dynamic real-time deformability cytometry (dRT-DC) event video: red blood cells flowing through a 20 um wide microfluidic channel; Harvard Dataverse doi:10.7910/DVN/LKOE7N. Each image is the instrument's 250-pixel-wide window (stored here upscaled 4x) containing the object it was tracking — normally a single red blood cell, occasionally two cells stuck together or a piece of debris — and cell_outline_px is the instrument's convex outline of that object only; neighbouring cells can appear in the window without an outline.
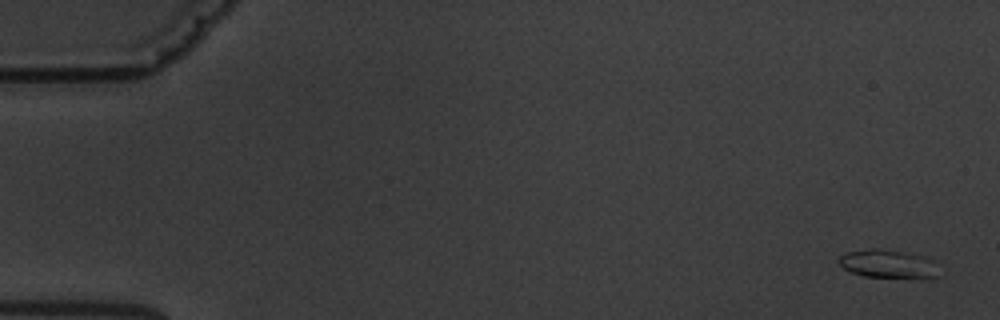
{"species": "common noctule bat (a hibernating species)", "species_latin": "Nyctalus noctula", "temperature_condition": "warm", "stored_images_in_passage": 4, "camera_frame_rate_fps": 3000, "um_per_image_px": 0.085, "animal": {"sex": "male", "body_mass_g": 19.5, "forearm_length_mm": 54.6}, "frame": {"image": 1, "passage_image": 1, "time_ms": 0.0, "image_size_px": [1000, 320], "cell_outline_px": [[940, 276], [864, 276], [852, 272], [844, 268], [836, 260], [844, 252], [872, 248], [876, 248], [904, 252], [924, 256], [932, 260]], "centroid_in_image_um": [75.4, 22.39], "position_along_channel_um": 9.6, "area_um2": 15.95}}
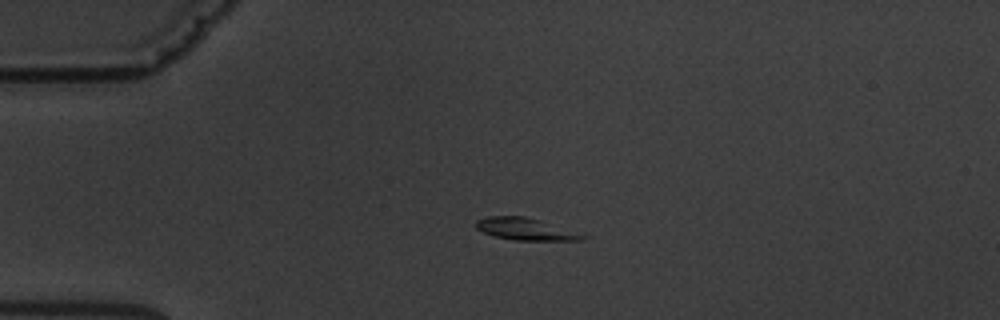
{"frame": {"image": 2, "passage_image": 4, "time_ms": 4.0, "image_size_px": [1000, 320], "cell_outline_px": [[588, 236], [584, 240], [512, 240], [496, 236], [484, 232], [476, 228], [476, 220], [488, 216], [524, 216], [540, 220], [584, 232]], "centroid_in_image_um": [44.78, 19.47], "position_along_channel_um": 40.2, "area_um2": 13.93}}